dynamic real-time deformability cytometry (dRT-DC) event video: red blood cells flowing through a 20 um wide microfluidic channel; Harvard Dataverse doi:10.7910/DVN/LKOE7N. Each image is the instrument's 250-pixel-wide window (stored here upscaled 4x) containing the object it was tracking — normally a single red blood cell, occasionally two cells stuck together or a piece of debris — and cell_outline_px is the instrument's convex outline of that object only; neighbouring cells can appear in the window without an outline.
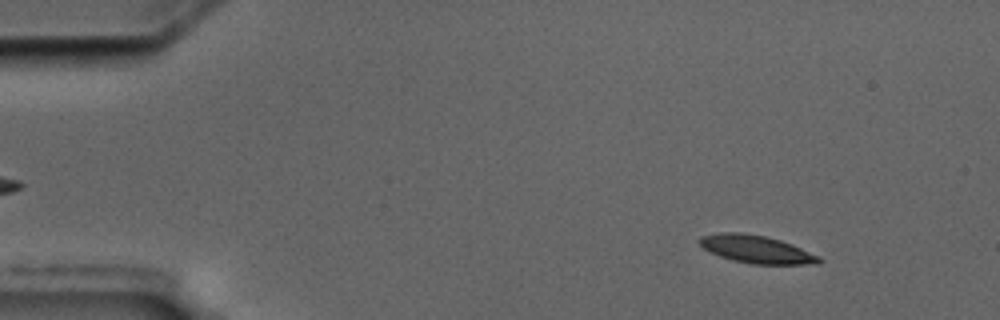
{"species": "common noctule bat (a hibernating species)", "species_latin": "Nyctalus noctula", "temperature_condition": "cold", "stored_images_in_passage": 56, "camera_frame_rate_fps": 3000, "um_per_image_px": 0.085, "animal": {"sex": "male", "body_mass_g": 17.5, "forearm_length_mm": 52.3}, "frame": {"image": 1, "passage_image": 6, "time_ms": 1.667, "image_size_px": [1000, 320], "cell_outline_px": [[824, 260], [820, 264], [752, 264], [732, 260], [720, 256], [704, 248], [700, 244], [700, 236], [720, 232], [740, 232], [764, 236], [780, 240], [792, 244], [820, 256]], "centroid_in_image_um": [64.34, 21.19], "position_along_channel_um": 20.7, "area_um2": 19.31}}
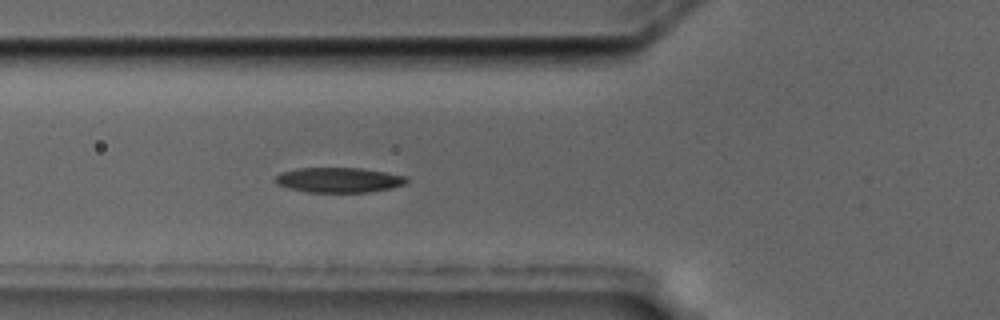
{"frame": {"image": 2, "passage_image": 20, "time_ms": 6.333, "image_size_px": [1000, 320], "cell_outline_px": [[408, 184], [392, 188], [368, 192], [308, 192], [288, 188], [276, 184], [272, 180], [280, 172], [296, 168], [360, 168], [408, 176]], "centroid_in_image_um": [28.79, 15.3], "position_along_channel_um": 97.0, "area_um2": 19.36}}
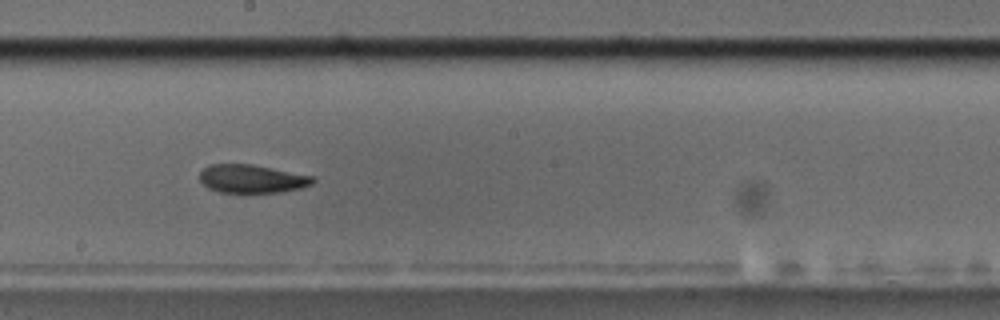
{"frame": {"image": 3, "passage_image": 31, "time_ms": 10.0, "image_size_px": [1000, 320], "cell_outline_px": [[316, 180], [312, 184], [300, 188], [280, 192], [220, 192], [208, 188], [200, 180], [200, 172], [208, 164], [252, 164], [312, 176]], "centroid_in_image_um": [21.39, 15.19], "position_along_channel_um": 226.8, "area_um2": 18.5}, "authors_computed_cell_mechanics": {"area_um2": 19.652, "velocity_mm_per_s": 3.5472, "shape_relaxation_time_tau1_ms": 6.5322, "shape_relaxation_time_tau2_ms": 4.5654, "deformation_change_tau1": 0.1643, "deformation_change_tau2": 0.1172}}